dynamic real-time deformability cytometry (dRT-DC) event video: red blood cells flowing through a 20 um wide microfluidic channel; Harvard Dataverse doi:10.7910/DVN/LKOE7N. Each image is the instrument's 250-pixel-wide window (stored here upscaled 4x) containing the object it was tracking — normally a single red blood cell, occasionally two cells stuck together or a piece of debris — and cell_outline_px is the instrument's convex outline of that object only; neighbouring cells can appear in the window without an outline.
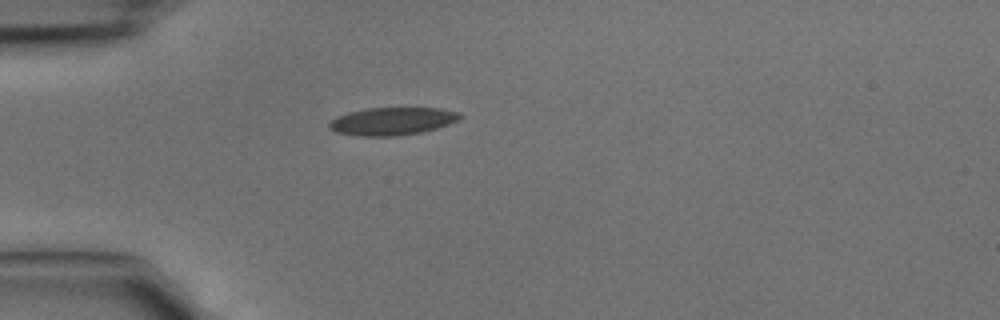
{"species": "common noctule bat (a hibernating species)", "species_latin": "Nyctalus noctula", "temperature_condition": "cold", "stored_images_in_passage": 1, "camera_frame_rate_fps": 3000, "um_per_image_px": 0.085, "animal": {"sex": "male", "body_mass_g": 15.6}, "frame": {"image": 1, "passage_image": 1, "time_ms": 0.0, "image_size_px": [1000, 320], "cell_outline_px": [[464, 116], [460, 120], [436, 128], [420, 132], [396, 136], [356, 136], [336, 132], [328, 128], [328, 124], [336, 116], [348, 112], [368, 108], [440, 108], [460, 112]], "centroid_in_image_um": [33.34, 10.3], "position_along_channel_um": 51.7, "area_um2": 21.27}}